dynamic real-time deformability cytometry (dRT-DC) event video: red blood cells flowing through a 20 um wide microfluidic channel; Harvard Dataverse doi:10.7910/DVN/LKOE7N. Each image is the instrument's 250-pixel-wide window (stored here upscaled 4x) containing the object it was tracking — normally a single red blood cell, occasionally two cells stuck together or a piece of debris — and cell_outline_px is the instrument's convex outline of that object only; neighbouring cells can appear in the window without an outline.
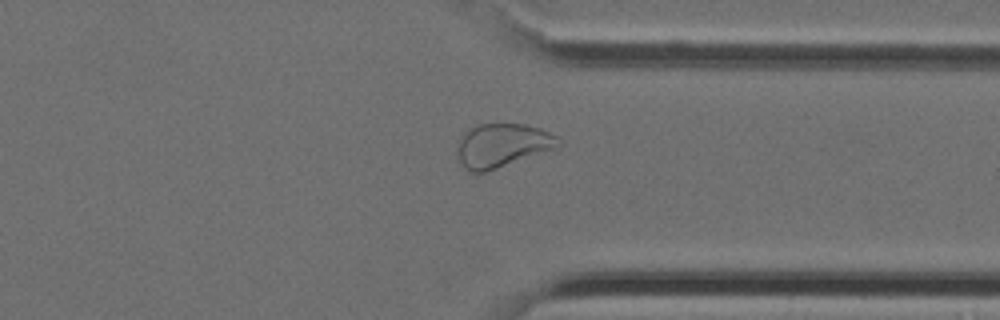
{"species": "Egyptian fruit bat (a non-hibernating species)", "species_latin": "Rousettus aegyptiacus", "temperature_condition": "cold", "stored_images_in_passage": 34, "camera_frame_rate_fps": 3000, "um_per_image_px": 0.085, "animal": {"sex": "female"}, "frame": {"image": 1, "passage_image": 25, "time_ms": 8.0, "image_size_px": [1000, 320], "cell_outline_px": [[564, 144], [556, 148], [484, 172], [468, 172], [464, 168], [456, 156], [456, 148], [460, 136], [464, 132], [480, 124], [524, 124], [540, 128], [556, 136]], "centroid_in_image_um": [42.66, 12.36], "position_along_channel_um": 368.7, "area_um2": 25.72}}